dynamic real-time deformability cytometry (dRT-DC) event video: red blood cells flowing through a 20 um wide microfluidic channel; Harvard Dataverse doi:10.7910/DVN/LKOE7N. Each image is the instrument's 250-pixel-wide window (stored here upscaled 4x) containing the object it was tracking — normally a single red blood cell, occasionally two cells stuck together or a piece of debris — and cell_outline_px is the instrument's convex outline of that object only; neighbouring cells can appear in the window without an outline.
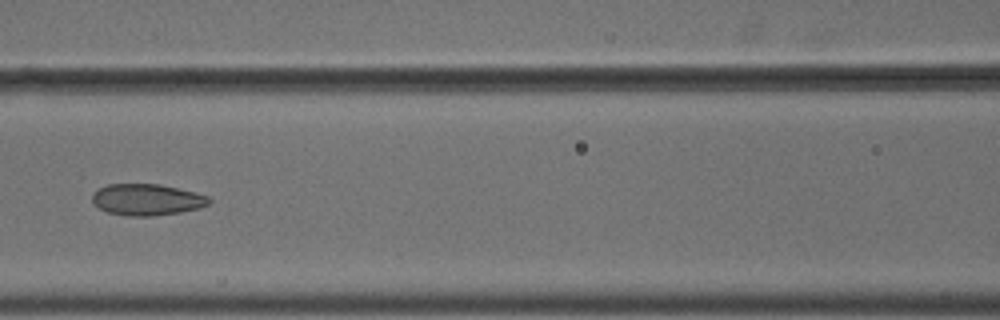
{"species": "common noctule bat (a hibernating species)", "species_latin": "Nyctalus noctula", "temperature_condition": "cold", "stored_images_in_passage": 7, "camera_frame_rate_fps": 3000, "um_per_image_px": 0.085, "animal": {"sex": "male", "body_mass_g": 18.8}, "frame": {"image": 1, "passage_image": 7, "time_ms": 2.0, "image_size_px": [1000, 320], "cell_outline_px": [[212, 200], [208, 204], [200, 208], [180, 212], [152, 216], [124, 216], [108, 212], [100, 208], [92, 200], [92, 196], [100, 188], [108, 184], [160, 184], [196, 192], [208, 196]], "centroid_in_image_um": [12.53, 16.97], "position_along_channel_um": 154.1, "area_um2": 21.33}}